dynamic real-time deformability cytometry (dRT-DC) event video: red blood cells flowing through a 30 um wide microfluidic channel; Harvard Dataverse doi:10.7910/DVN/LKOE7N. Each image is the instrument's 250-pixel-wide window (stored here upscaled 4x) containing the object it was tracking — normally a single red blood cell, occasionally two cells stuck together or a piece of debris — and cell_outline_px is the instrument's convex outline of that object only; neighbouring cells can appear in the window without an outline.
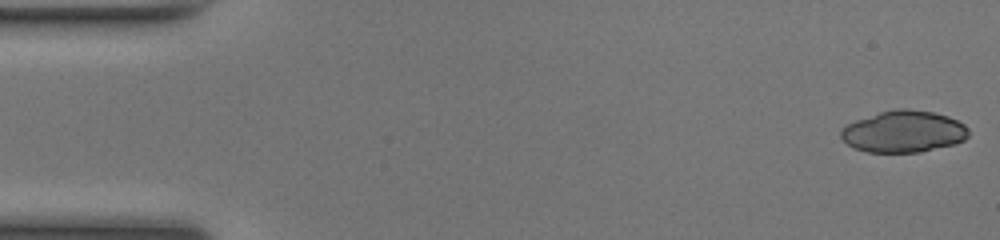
{"species": "common noctule bat (a hibernating species)", "species_latin": "Nyctalus noctula", "temperature_condition": "room temperature", "stored_images_in_passage": 50, "camera_frame_rate_fps": 3000, "um_per_image_px": 0.085, "animal": {"sex": "female", "body_mass_g": 17.0, "forearm_length_mm": 48.0}, "frame": {"image": 1, "passage_image": 1, "time_ms": 0.0, "image_size_px": [1000, 240], "cell_outline_px": [[968, 136], [964, 140], [956, 144], [920, 152], [868, 152], [852, 148], [840, 136], [840, 128], [856, 120], [880, 112], [896, 108], [908, 108], [932, 112], [948, 116], [964, 124], [968, 128]], "centroid_in_image_um": [76.8, 11.18], "position_along_channel_um": 8.2, "area_um2": 31.15}}